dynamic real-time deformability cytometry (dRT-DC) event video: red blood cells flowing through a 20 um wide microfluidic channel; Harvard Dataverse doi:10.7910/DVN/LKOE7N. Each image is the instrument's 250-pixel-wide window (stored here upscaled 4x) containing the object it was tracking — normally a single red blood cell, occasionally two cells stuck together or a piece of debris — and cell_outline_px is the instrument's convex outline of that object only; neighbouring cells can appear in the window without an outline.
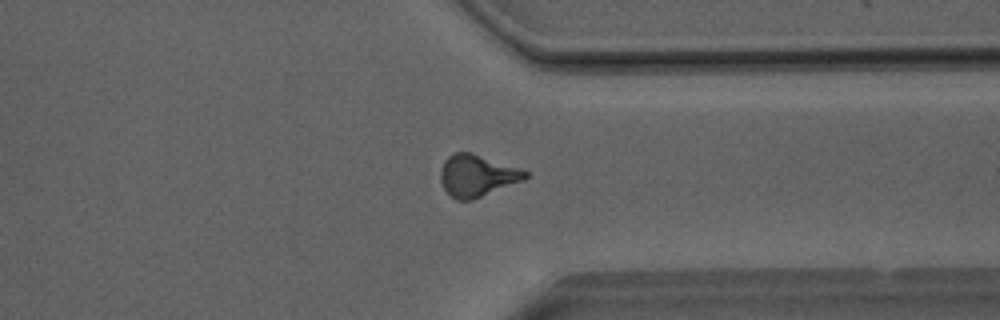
{"species": "Egyptian fruit bat (a non-hibernating species)", "species_latin": "Rousettus aegyptiacus", "temperature_condition": "room temperature", "stored_images_in_passage": 46, "camera_frame_rate_fps": 3000, "um_per_image_px": 0.085, "animal": {"sex": "male"}, "frame": {"image": 1, "passage_image": 40, "time_ms": 13.0, "image_size_px": [1000, 320], "cell_outline_px": [[528, 176], [524, 180], [472, 200], [456, 200], [444, 188], [440, 180], [440, 168], [444, 160], [452, 152], [472, 152], [528, 172]], "centroid_in_image_um": [40.51, 14.92], "position_along_channel_um": 370.9, "area_um2": 20.52}}